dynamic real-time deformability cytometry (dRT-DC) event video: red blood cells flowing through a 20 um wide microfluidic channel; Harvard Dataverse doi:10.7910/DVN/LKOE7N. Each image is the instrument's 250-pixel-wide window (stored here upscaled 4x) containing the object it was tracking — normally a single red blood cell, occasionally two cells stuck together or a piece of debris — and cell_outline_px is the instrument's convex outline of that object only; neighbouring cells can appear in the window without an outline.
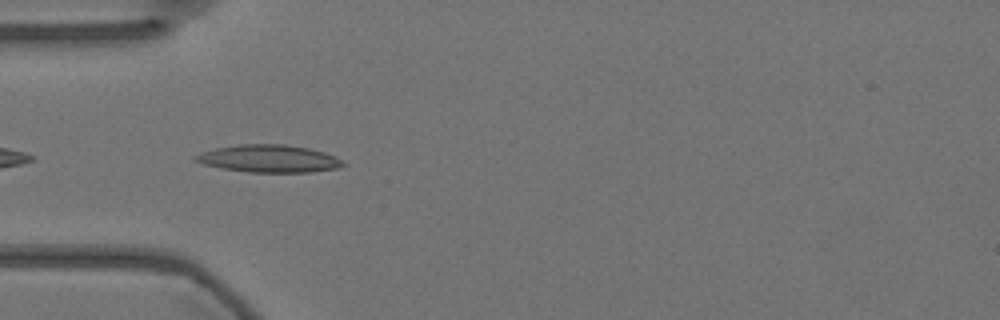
{"species": "Egyptian fruit bat (a non-hibernating species)", "species_latin": "Rousettus aegyptiacus", "temperature_condition": "warm", "stored_images_in_passage": 41, "camera_frame_rate_fps": 3000, "um_per_image_px": 0.085, "animal": {"sex": "female"}, "frame": {"image": 1, "passage_image": 2, "time_ms": 0.333, "image_size_px": [1000, 320], "cell_outline_px": [[348, 164], [336, 168], [312, 172], [248, 172], [224, 168], [204, 164], [192, 160], [192, 156], [200, 152], [216, 148], [236, 144], [284, 144], [308, 148], [324, 152], [336, 156]], "centroid_in_image_um": [22.85, 13.47], "position_along_channel_um": 62.2, "area_um2": 23.76}}
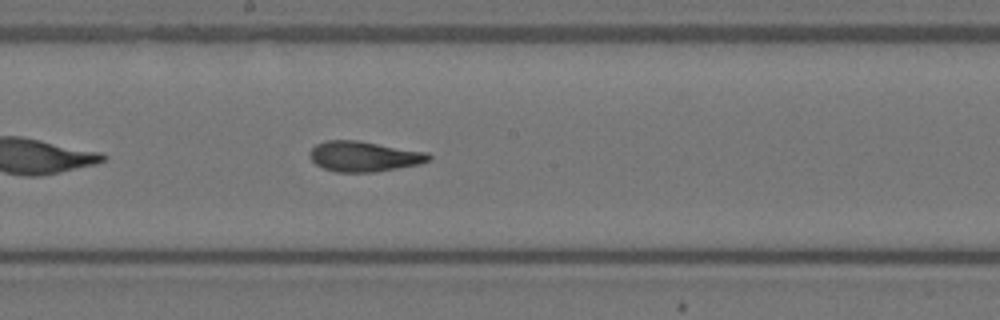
{"frame": {"image": 2, "passage_image": 15, "time_ms": 4.667, "image_size_px": [1000, 320], "cell_outline_px": [[432, 160], [420, 164], [376, 172], [336, 172], [324, 168], [316, 164], [308, 156], [308, 152], [316, 144], [328, 140], [356, 140], [428, 152], [432, 156]], "centroid_in_image_um": [30.96, 13.3], "position_along_channel_um": 217.2, "area_um2": 21.15}}
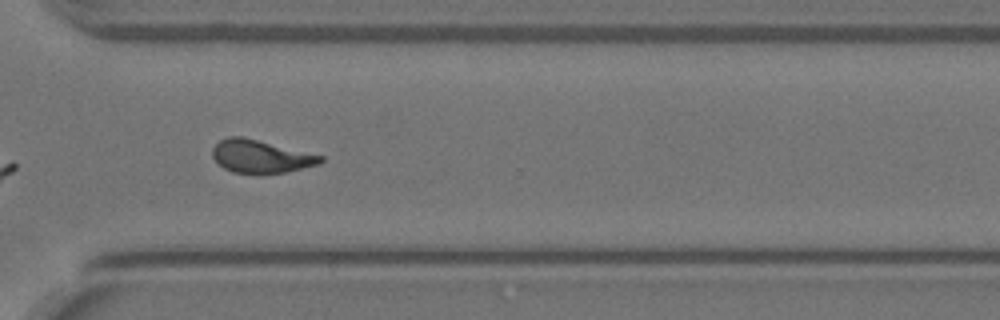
{"frame": {"image": 3, "passage_image": 26, "time_ms": 8.333, "image_size_px": [1000, 320], "cell_outline_px": [[324, 160], [320, 164], [284, 172], [232, 172], [224, 168], [212, 156], [212, 148], [220, 140], [228, 136], [244, 136], [324, 156]], "centroid_in_image_um": [22.16, 13.26], "position_along_channel_um": 348.4, "area_um2": 20.46}, "authors_computed_cell_mechanics": {"area_um2": 20.9814, "velocity_mm_per_s": 3.5943, "shape_relaxation_time_tau1_ms": 6.462, "shape_relaxation_time_tau2_ms": 1.932, "deformation_change_tau1": 0.2216, "deformation_change_tau2": 0.1033}}